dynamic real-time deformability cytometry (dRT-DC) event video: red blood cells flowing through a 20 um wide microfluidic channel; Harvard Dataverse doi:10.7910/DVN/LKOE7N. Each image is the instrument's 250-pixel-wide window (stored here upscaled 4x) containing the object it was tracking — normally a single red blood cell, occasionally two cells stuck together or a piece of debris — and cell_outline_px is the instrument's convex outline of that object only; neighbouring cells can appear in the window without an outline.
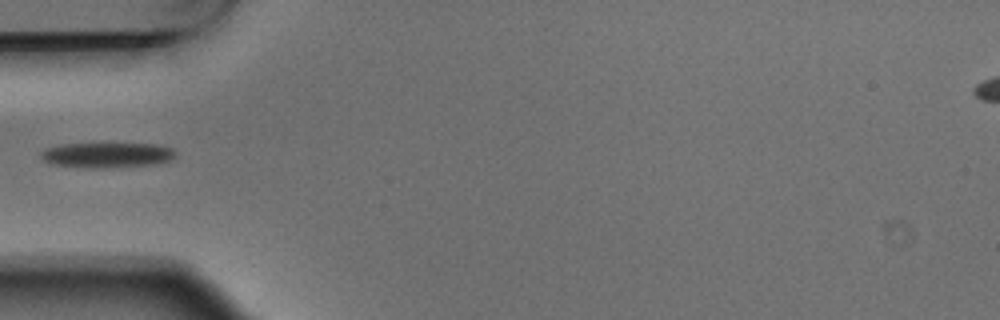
{"species": "Egyptian fruit bat (a non-hibernating species)", "species_latin": "Rousettus aegyptiacus", "temperature_condition": "warm", "stored_images_in_passage": 2, "camera_frame_rate_fps": 3000, "um_per_image_px": 0.085, "animal": {"sex": "male"}, "frame": {"image": 1, "passage_image": 1, "time_ms": 0.0, "image_size_px": [1000, 320], "cell_outline_px": [[176, 156], [168, 160], [152, 164], [100, 168], [88, 168], [52, 164], [44, 160], [40, 156], [40, 152], [48, 148], [60, 144], [156, 144], [172, 148], [176, 152]], "centroid_in_image_um": [9.08, 13.17], "position_along_channel_um": 75.9, "area_um2": 19.48}}
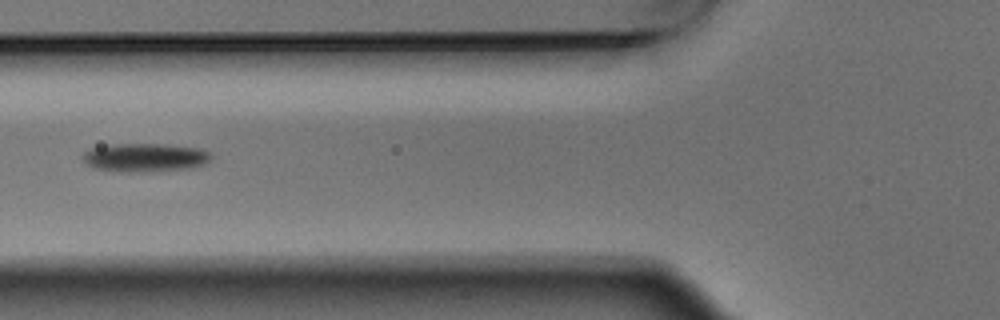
{"frame": {"image": 2, "passage_image": 2, "time_ms": 0.333, "image_size_px": [1000, 320], "cell_outline_px": [[212, 156], [204, 164], [188, 168], [128, 172], [96, 168], [88, 164], [84, 160], [84, 152], [92, 148], [116, 144], [160, 144], [200, 148], [208, 152]], "centroid_in_image_um": [12.34, 13.37], "position_along_channel_um": 113.5, "area_um2": 20.63}}